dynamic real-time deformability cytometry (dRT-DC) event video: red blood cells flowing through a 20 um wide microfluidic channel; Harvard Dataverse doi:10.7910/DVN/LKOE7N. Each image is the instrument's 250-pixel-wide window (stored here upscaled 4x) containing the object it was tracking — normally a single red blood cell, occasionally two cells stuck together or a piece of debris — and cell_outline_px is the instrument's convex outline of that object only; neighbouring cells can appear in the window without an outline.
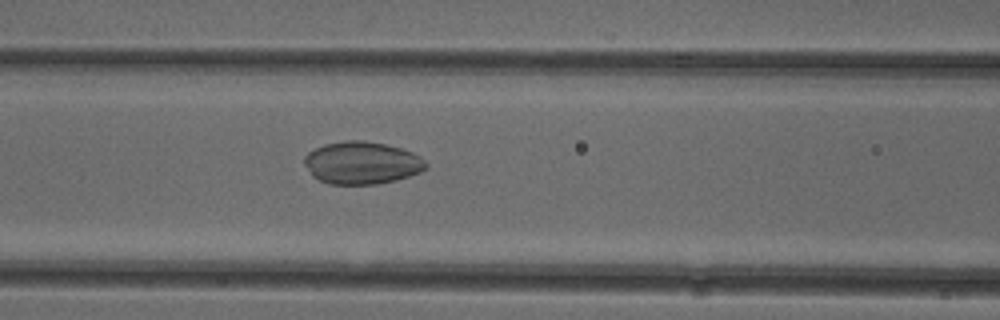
{"species": "common noctule bat (a hibernating species)", "species_latin": "Nyctalus noctula", "temperature_condition": "cold", "stored_images_in_passage": 52, "camera_frame_rate_fps": 3000, "um_per_image_px": 0.085, "animal": {"sex": "female"}, "frame": {"image": 1, "passage_image": 22, "time_ms": 7.0, "image_size_px": [1000, 320], "cell_outline_px": [[428, 168], [420, 172], [396, 180], [376, 184], [332, 184], [320, 180], [312, 176], [304, 164], [304, 156], [308, 152], [324, 144], [344, 140], [364, 140], [384, 144], [400, 148], [412, 152], [420, 156], [428, 164]], "centroid_in_image_um": [30.76, 13.84], "position_along_channel_um": 135.8, "area_um2": 30.17}}
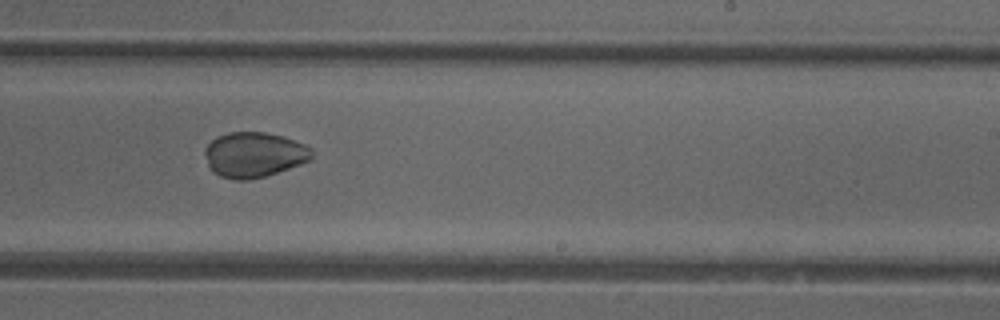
{"frame": {"image": 2, "passage_image": 32, "time_ms": 10.333, "image_size_px": [1000, 320], "cell_outline_px": [[312, 160], [264, 176], [248, 180], [236, 180], [220, 176], [212, 172], [208, 164], [204, 152], [204, 148], [216, 136], [228, 132], [264, 132], [284, 136], [304, 144], [312, 148]], "centroid_in_image_um": [21.58, 13.14], "position_along_channel_um": 267.4, "area_um2": 28.21}}
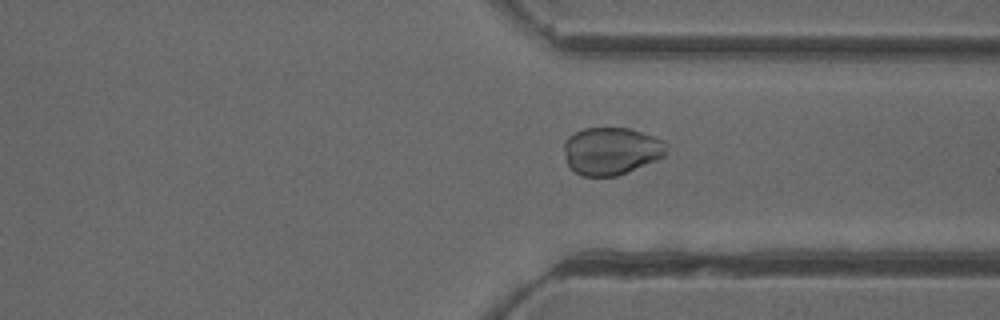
{"frame": {"image": 3, "passage_image": 39, "time_ms": 12.667, "image_size_px": [1000, 320], "cell_outline_px": [[668, 152], [664, 156], [656, 160], [628, 172], [616, 176], [584, 176], [568, 168], [564, 152], [564, 144], [568, 136], [584, 128], [628, 128], [664, 140], [668, 144]], "centroid_in_image_um": [51.96, 12.84], "position_along_channel_um": 359.4, "area_um2": 28.5}}